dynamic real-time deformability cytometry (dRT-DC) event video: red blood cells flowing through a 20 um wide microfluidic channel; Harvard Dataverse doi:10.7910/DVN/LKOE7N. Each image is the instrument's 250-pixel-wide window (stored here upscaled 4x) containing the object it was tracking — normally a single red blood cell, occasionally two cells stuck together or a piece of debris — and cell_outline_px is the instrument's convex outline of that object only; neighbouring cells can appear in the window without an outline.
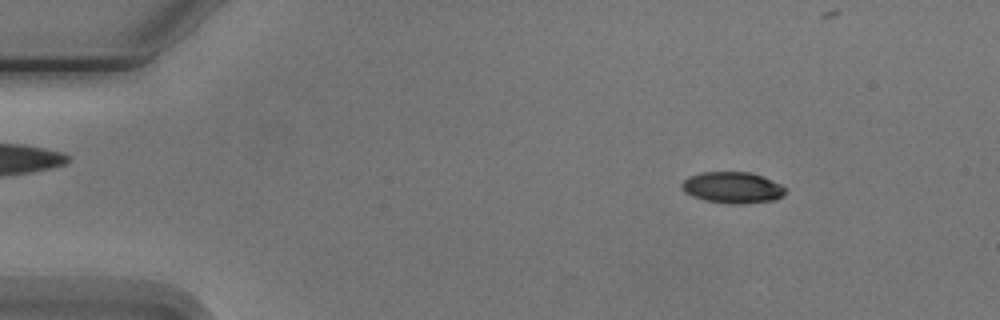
{"species": "Egyptian fruit bat (a non-hibernating species)", "species_latin": "Rousettus aegyptiacus", "temperature_condition": "cold", "stored_images_in_passage": 6, "camera_frame_rate_fps": 3000, "um_per_image_px": 0.085, "animal": {"sex": "male"}, "frame": {"image": 1, "passage_image": 3, "time_ms": 2.333, "image_size_px": [1000, 320], "cell_outline_px": [[784, 196], [776, 200], [744, 204], [732, 204], [704, 200], [692, 196], [684, 192], [680, 184], [688, 176], [700, 172], [752, 172], [764, 176], [780, 184], [784, 188]], "centroid_in_image_um": [62.26, 15.94], "position_along_channel_um": 22.7, "area_um2": 19.13}}